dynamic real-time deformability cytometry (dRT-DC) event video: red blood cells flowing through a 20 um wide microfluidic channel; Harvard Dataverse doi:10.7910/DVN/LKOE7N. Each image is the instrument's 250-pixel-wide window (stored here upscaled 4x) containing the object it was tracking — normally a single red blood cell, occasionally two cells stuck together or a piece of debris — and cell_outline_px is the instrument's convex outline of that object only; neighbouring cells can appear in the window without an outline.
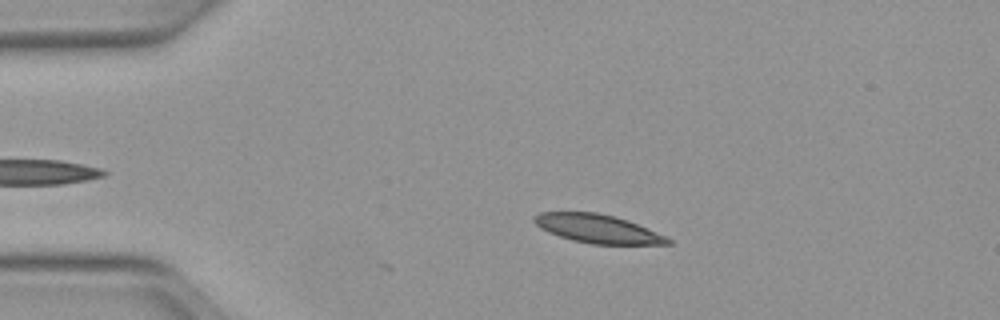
{"species": "Egyptian fruit bat (a non-hibernating species)", "species_latin": "Rousettus aegyptiacus", "temperature_condition": "warm", "stored_images_in_passage": 12, "camera_frame_rate_fps": 3000, "um_per_image_px": 0.085, "animal": {"sex": "female"}, "frame": {"image": 1, "passage_image": 10, "time_ms": 3.0, "image_size_px": [1000, 320], "cell_outline_px": [[672, 244], [592, 244], [572, 240], [548, 232], [540, 228], [532, 220], [532, 216], [540, 212], [596, 212], [628, 220], [664, 236], [672, 240]], "centroid_in_image_um": [50.75, 19.44], "position_along_channel_um": 34.3, "area_um2": 22.02}}